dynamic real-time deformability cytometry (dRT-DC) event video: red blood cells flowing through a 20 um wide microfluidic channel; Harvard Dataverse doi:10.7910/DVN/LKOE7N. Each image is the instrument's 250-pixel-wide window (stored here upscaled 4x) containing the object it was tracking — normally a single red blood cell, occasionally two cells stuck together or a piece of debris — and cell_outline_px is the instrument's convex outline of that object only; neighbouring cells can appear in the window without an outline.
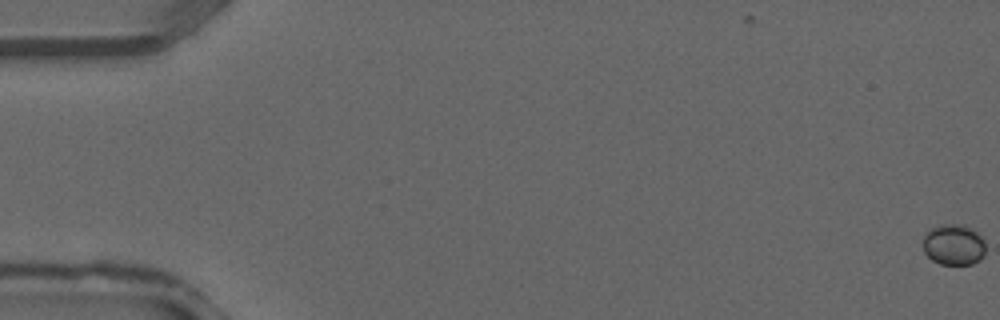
{"species": "common noctule bat (a hibernating species)", "species_latin": "Nyctalus noctula", "temperature_condition": "warm", "stored_images_in_passage": 9, "camera_frame_rate_fps": 3000, "um_per_image_px": 0.085, "animal": {"sex": "male", "forearm_length_mm": 52.5}, "frame": {"image": 1, "passage_image": 1, "time_ms": 0.0, "image_size_px": [1000, 320], "cell_outline_px": [[984, 256], [980, 260], [972, 264], [940, 264], [932, 260], [924, 252], [920, 244], [924, 232], [940, 224], [964, 224], [980, 232], [984, 240]], "centroid_in_image_um": [81.04, 20.77], "position_along_channel_um": 4.0, "area_um2": 15.49}}